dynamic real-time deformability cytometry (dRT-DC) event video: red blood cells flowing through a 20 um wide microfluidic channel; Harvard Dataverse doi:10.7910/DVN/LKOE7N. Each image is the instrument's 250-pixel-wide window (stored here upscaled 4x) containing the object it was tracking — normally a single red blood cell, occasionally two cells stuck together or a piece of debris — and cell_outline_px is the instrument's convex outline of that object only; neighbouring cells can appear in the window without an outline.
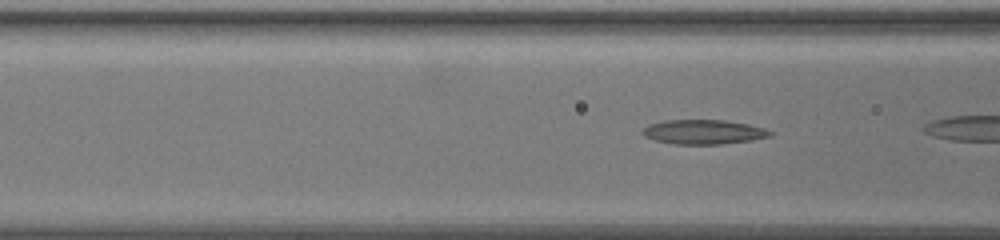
{"species": "common noctule bat (a hibernating species)", "species_latin": "Nyctalus noctula", "temperature_condition": "warm", "stored_images_in_passage": 29, "camera_frame_rate_fps": 3000, "um_per_image_px": 0.085, "animal": {"sex": "female", "body_mass_g": 19.5, "forearm_length_mm": 54.1}, "frame": {"image": 1, "passage_image": 25, "time_ms": 8.0, "image_size_px": [1000, 240], "cell_outline_px": [[772, 136], [752, 140], [720, 144], [672, 144], [656, 140], [644, 136], [640, 132], [648, 124], [664, 120], [724, 120], [748, 124], [764, 128], [772, 132]], "centroid_in_image_um": [59.78, 11.21], "position_along_channel_um": 106.8, "area_um2": 18.21}}